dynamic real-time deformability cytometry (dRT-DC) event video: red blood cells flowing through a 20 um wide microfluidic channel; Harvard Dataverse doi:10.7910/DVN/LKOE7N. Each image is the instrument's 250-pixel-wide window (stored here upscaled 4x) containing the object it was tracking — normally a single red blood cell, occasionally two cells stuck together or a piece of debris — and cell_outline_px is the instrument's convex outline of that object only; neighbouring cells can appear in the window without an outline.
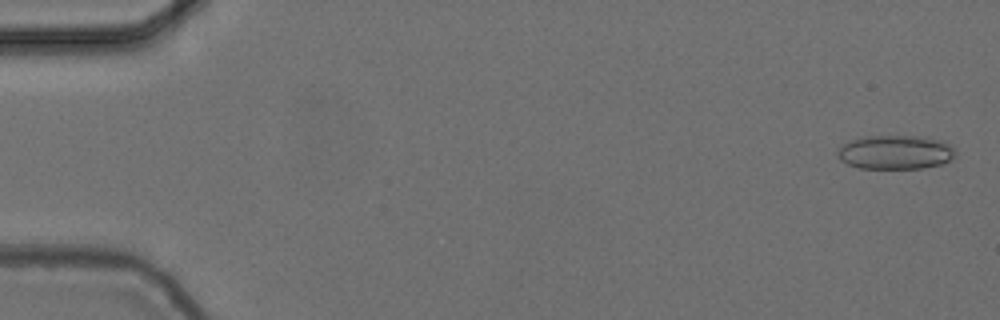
{"species": "common noctule bat (a hibernating species)", "species_latin": "Nyctalus noctula", "temperature_condition": "cold", "stored_images_in_passage": 56, "camera_frame_rate_fps": 3000, "um_per_image_px": 0.085, "animal": {"sex": "female", "body_mass_g": 24.6, "forearm_length_mm": 56.2}, "frame": {"image": 1, "passage_image": 2, "time_ms": 0.333, "image_size_px": [1000, 320], "cell_outline_px": [[956, 156], [952, 160], [940, 164], [920, 168], [860, 168], [848, 164], [840, 160], [836, 156], [836, 148], [852, 140], [864, 136], [924, 136], [944, 140], [956, 152]], "centroid_in_image_um": [76.11, 12.93], "position_along_channel_um": 8.9, "area_um2": 23.58}}
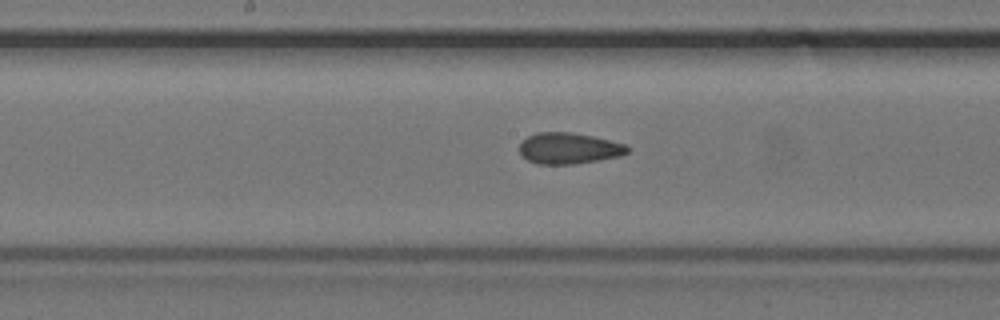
{"frame": {"image": 2, "passage_image": 29, "time_ms": 9.333, "image_size_px": [1000, 320], "cell_outline_px": [[632, 148], [628, 152], [620, 156], [576, 164], [536, 164], [528, 160], [520, 152], [520, 144], [528, 136], [536, 132], [572, 132], [592, 136], [624, 144]], "centroid_in_image_um": [48.36, 12.61], "position_along_channel_um": 199.8, "area_um2": 19.54}}
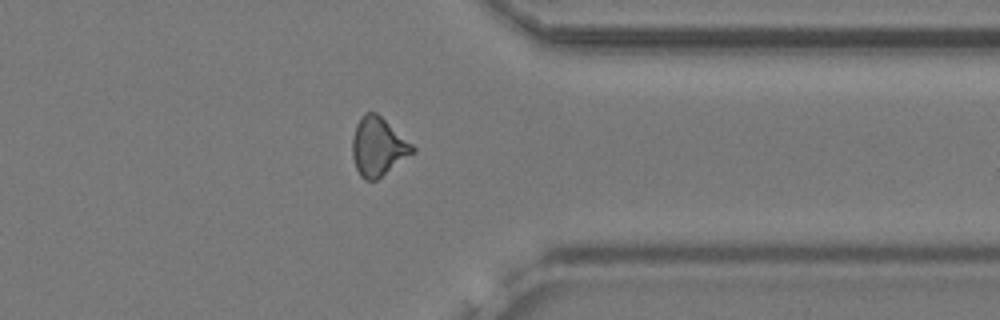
{"frame": {"image": 3, "passage_image": 44, "time_ms": 14.333, "image_size_px": [1000, 320], "cell_outline_px": [[416, 152], [376, 180], [364, 180], [360, 176], [356, 168], [352, 156], [352, 136], [356, 124], [360, 116], [364, 112], [376, 112], [412, 144], [416, 148]], "centroid_in_image_um": [32.12, 12.47], "position_along_channel_um": 379.3, "area_um2": 20.63}, "authors_computed_cell_mechanics": {"area_um2": 20.2589, "velocity_mm_per_s": 3.7193, "shape_relaxation_time_tau1_ms": null, "shape_relaxation_time_tau2_ms": 2.4771, "deformation_change_tau1": null, "deformation_change_tau2": 0.109}}